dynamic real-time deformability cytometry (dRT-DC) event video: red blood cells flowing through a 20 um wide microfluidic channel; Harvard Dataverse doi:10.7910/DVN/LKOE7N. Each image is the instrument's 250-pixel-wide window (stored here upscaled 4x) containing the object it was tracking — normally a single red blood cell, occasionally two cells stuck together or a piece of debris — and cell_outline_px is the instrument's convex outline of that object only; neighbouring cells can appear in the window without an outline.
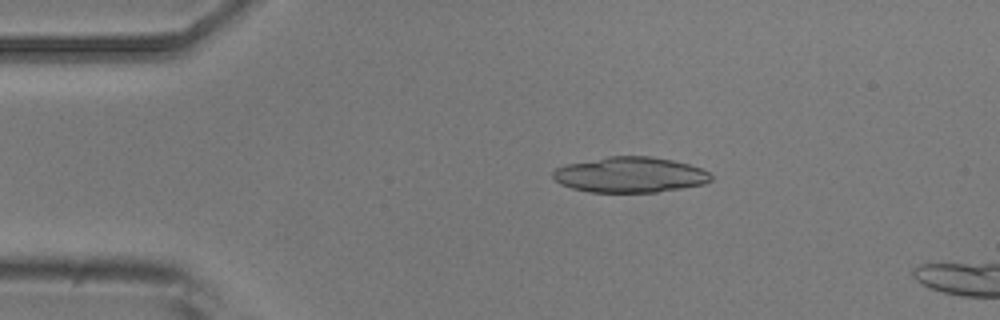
{"species": "common noctule bat (a hibernating species)", "species_latin": "Nyctalus noctula", "temperature_condition": "room temperature", "stored_images_in_passage": 4, "camera_frame_rate_fps": 3000, "um_per_image_px": 0.085, "animal": {"sex": "male", "body_mass_g": 20.5, "forearm_length_mm": 52.5}, "frame": {"image": 1, "passage_image": 2, "time_ms": 1.0, "image_size_px": [1000, 320], "cell_outline_px": [[712, 180], [704, 184], [656, 192], [588, 192], [572, 188], [560, 184], [552, 176], [552, 172], [556, 168], [568, 164], [608, 156], [652, 156], [672, 160], [688, 164], [700, 168], [708, 172], [712, 176]], "centroid_in_image_um": [53.55, 14.85], "position_along_channel_um": 31.5, "area_um2": 32.6}}